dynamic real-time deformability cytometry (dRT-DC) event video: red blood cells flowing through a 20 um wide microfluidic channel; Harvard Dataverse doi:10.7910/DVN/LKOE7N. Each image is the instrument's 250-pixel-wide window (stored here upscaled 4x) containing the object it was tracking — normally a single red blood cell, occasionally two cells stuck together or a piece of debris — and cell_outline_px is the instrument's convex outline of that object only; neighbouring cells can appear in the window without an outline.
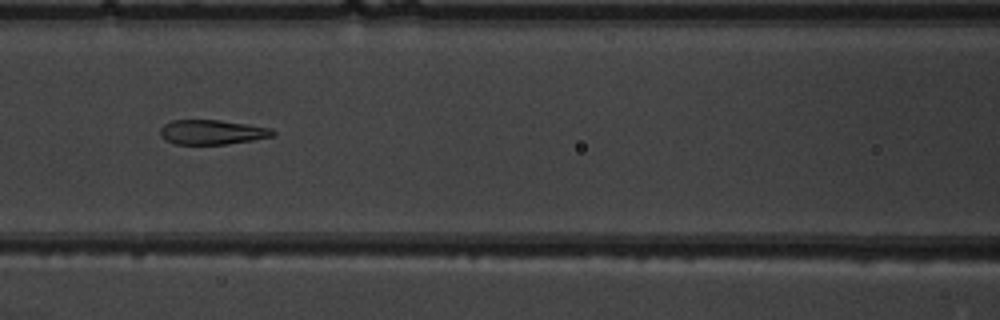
{"species": "common noctule bat (a hibernating species)", "species_latin": "Nyctalus noctula", "temperature_condition": "warm", "stored_images_in_passage": 5, "camera_frame_rate_fps": 3000, "um_per_image_px": 0.085, "animal": {"sex": "male", "body_mass_g": 19.5, "forearm_length_mm": 54.6}, "frame": {"image": 1, "passage_image": 3, "time_ms": 2.333, "image_size_px": [1000, 320], "cell_outline_px": [[276, 132], [272, 136], [252, 140], [228, 144], [176, 144], [164, 140], [160, 136], [160, 128], [164, 124], [172, 120], [220, 120], [248, 124], [272, 128]], "centroid_in_image_um": [18.01, 11.23], "position_along_channel_um": 148.6, "area_um2": 16.24}}
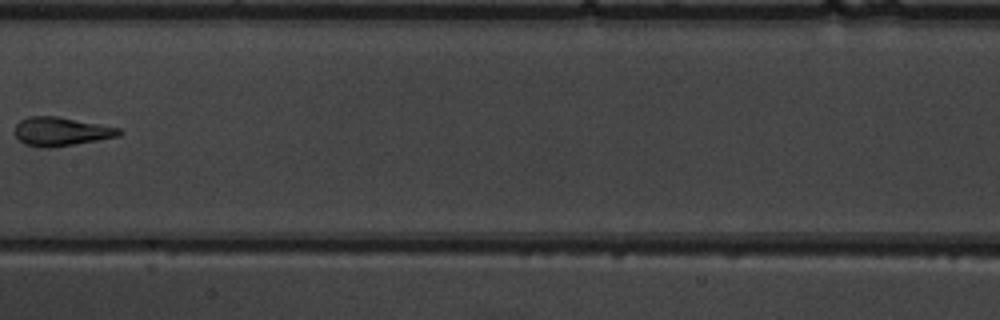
{"frame": {"image": 2, "passage_image": 4, "time_ms": 3.667, "image_size_px": [1000, 320], "cell_outline_px": [[124, 132], [120, 136], [52, 148], [44, 148], [24, 144], [12, 132], [16, 124], [20, 120], [28, 116], [56, 116], [120, 128]], "centroid_in_image_um": [5.16, 11.18], "position_along_channel_um": 202.2, "area_um2": 17.57}}
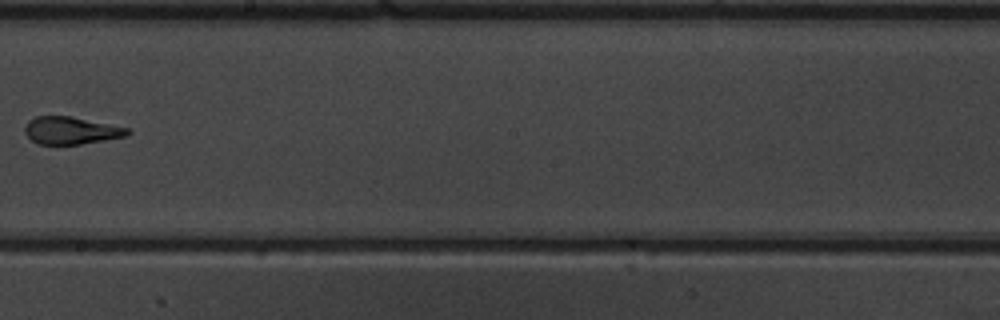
{"frame": {"image": 3, "passage_image": 5, "time_ms": 4.667, "image_size_px": [1000, 320], "cell_outline_px": [[132, 132], [128, 136], [80, 144], [40, 144], [32, 140], [24, 132], [24, 128], [28, 120], [36, 116], [68, 116], [128, 128]], "centroid_in_image_um": [6.03, 11.09], "position_along_channel_um": 242.2, "area_um2": 16.24}}